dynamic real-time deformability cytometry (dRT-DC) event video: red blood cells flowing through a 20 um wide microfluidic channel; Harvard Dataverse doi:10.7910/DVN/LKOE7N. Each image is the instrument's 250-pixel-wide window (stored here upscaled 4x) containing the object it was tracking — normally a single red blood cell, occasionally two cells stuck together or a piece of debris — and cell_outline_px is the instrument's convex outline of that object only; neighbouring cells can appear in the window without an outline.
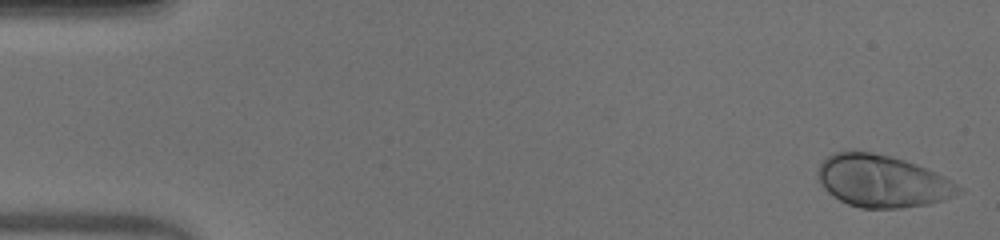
{"species": "human", "species_latin": "Homo sapiens", "temperature_condition": "warm", "stored_images_in_passage": 51, "camera_frame_rate_fps": 3000, "um_per_image_px": 0.085, "donor": {"sex": "male"}, "frame": {"image": 1, "passage_image": 1, "time_ms": 0.0, "image_size_px": [1000, 240], "cell_outline_px": [[964, 192], [928, 204], [900, 208], [860, 208], [848, 204], [840, 200], [828, 192], [824, 188], [816, 176], [816, 172], [820, 164], [832, 152], [872, 152], [904, 160], [916, 164], [944, 176], [964, 188]], "centroid_in_image_um": [74.99, 15.4], "position_along_channel_um": 10.0, "area_um2": 42.54}}
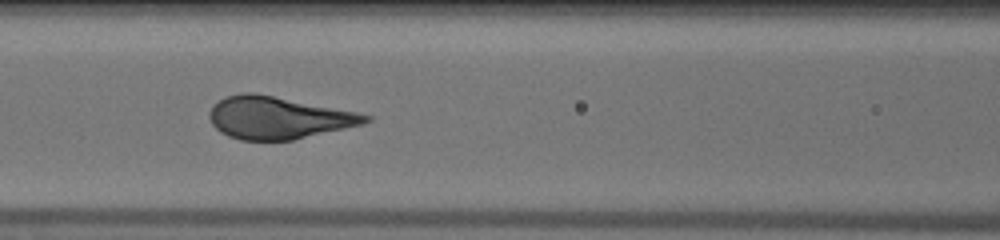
{"frame": {"image": 2, "passage_image": 22, "time_ms": 7.0, "image_size_px": [1000, 240], "cell_outline_px": [[372, 120], [364, 124], [292, 140], [240, 140], [228, 136], [220, 132], [212, 124], [208, 116], [208, 112], [212, 104], [224, 96], [244, 92], [252, 92], [356, 112], [372, 116]], "centroid_in_image_um": [23.59, 10.01], "position_along_channel_um": 143.0, "area_um2": 38.38}}
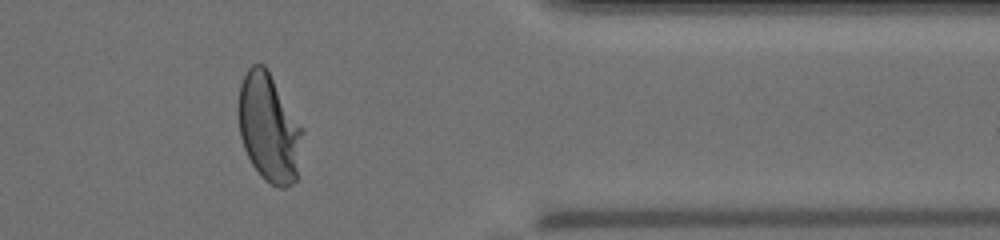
{"frame": {"image": 3, "passage_image": 42, "time_ms": 13.667, "image_size_px": [1000, 240], "cell_outline_px": [[304, 132], [296, 180], [292, 184], [284, 188], [280, 188], [264, 180], [260, 176], [252, 164], [244, 148], [240, 136], [236, 112], [236, 104], [240, 84], [248, 68], [252, 64], [264, 64], [304, 128]], "centroid_in_image_um": [22.84, 10.86], "position_along_channel_um": 388.6, "area_um2": 41.1}, "authors_computed_cell_mechanics": {"area_um2": 40.2288, "velocity_mm_per_s": 3.9564, "shape_relaxation_time_tau1_ms": 3.1409, "shape_relaxation_time_tau2_ms": null, "deformation_change_tau1": 0.2006, "deformation_change_tau2": null}}